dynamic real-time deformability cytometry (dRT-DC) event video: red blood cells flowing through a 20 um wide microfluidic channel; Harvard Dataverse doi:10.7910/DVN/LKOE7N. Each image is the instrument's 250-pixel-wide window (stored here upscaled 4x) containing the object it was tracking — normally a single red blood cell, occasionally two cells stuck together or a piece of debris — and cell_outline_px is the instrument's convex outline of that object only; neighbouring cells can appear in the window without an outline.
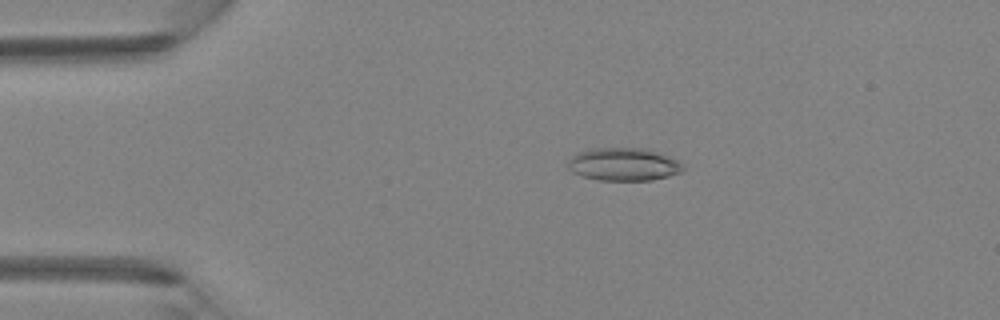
{"species": "Egyptian fruit bat (a non-hibernating species)", "species_latin": "Rousettus aegyptiacus", "temperature_condition": "room temperature", "stored_images_in_passage": 4, "camera_frame_rate_fps": 3000, "um_per_image_px": 0.085, "animal": {"sex": "female"}, "frame": {"image": 1, "passage_image": 3, "time_ms": 0.667, "image_size_px": [1000, 320], "cell_outline_px": [[684, 168], [680, 172], [668, 176], [652, 180], [600, 180], [584, 176], [572, 172], [568, 168], [568, 160], [576, 152], [592, 148], [644, 148], [668, 156], [676, 160]], "centroid_in_image_um": [52.96, 13.96], "position_along_channel_um": 32.0, "area_um2": 21.85}}